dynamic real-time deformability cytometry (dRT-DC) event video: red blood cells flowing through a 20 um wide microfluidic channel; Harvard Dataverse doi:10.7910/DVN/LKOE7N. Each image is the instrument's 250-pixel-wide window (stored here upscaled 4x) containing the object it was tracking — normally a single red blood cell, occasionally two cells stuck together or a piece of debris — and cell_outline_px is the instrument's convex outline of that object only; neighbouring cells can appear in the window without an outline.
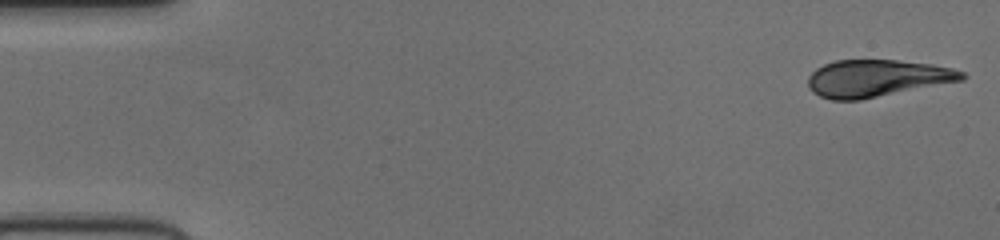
{"species": "human", "species_latin": "Homo sapiens", "temperature_condition": "cold", "stored_images_in_passage": 51, "camera_frame_rate_fps": 3000, "um_per_image_px": 0.085, "donor": {"sex": "female"}, "frame": {"image": 1, "passage_image": 1, "time_ms": 0.0, "image_size_px": [1000, 240], "cell_outline_px": [[968, 76], [964, 80], [860, 100], [832, 100], [820, 96], [812, 92], [808, 88], [808, 76], [816, 68], [824, 64], [836, 60], [896, 60], [928, 64], [952, 68], [964, 72]], "centroid_in_image_um": [74.52, 6.66], "position_along_channel_um": 10.5, "area_um2": 33.29}}
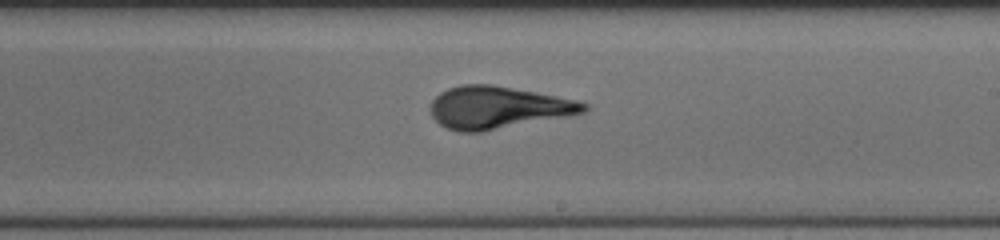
{"frame": {"image": 2, "passage_image": 30, "time_ms": 9.667, "image_size_px": [1000, 240], "cell_outline_px": [[588, 108], [584, 112], [568, 116], [480, 132], [456, 132], [440, 124], [432, 116], [432, 100], [440, 92], [448, 88], [460, 84], [492, 84], [536, 92], [576, 100], [588, 104]], "centroid_in_image_um": [42.31, 9.13], "position_along_channel_um": 246.7, "area_um2": 37.63}}
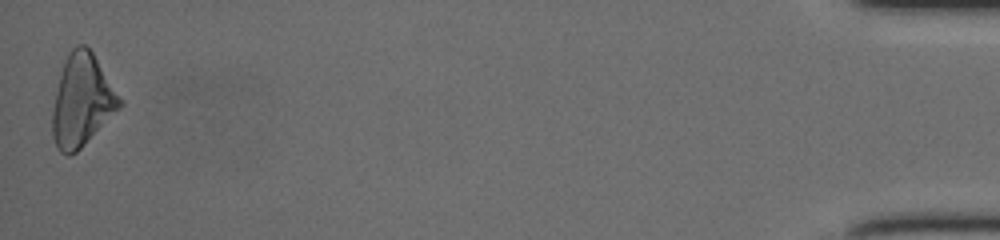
{"frame": {"image": 3, "passage_image": 51, "time_ms": 16.667, "image_size_px": [1000, 240], "cell_outline_px": [[124, 104], [76, 152], [68, 156], [60, 152], [52, 136], [52, 112], [56, 92], [60, 76], [68, 52], [76, 44], [84, 44], [92, 52], [124, 100]], "centroid_in_image_um": [6.98, 8.54], "position_along_channel_um": 428.2, "area_um2": 35.78}}